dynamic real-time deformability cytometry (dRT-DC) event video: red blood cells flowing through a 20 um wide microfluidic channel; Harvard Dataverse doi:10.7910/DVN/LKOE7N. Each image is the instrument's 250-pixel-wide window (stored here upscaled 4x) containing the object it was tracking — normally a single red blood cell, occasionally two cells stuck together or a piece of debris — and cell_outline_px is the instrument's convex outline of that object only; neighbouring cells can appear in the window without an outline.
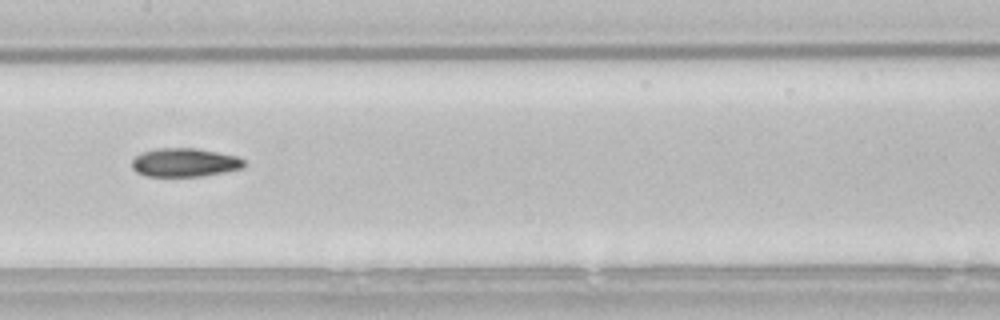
{"species": "common noctule bat (a hibernating species)", "species_latin": "Nyctalus noctula", "temperature_condition": "room temperature", "stored_images_in_passage": 7, "camera_frame_rate_fps": 3000, "um_per_image_px": 0.085, "animal": {"sex": "male", "body_mass_g": 21.5, "forearm_length_mm": 52.0}, "frame": {"image": 1, "passage_image": 7, "time_ms": 2.0, "image_size_px": [1000, 320], "cell_outline_px": [[244, 168], [204, 176], [148, 176], [136, 172], [132, 168], [132, 160], [136, 156], [144, 152], [156, 148], [196, 148], [236, 156], [244, 160]], "centroid_in_image_um": [15.69, 13.81], "position_along_channel_um": 191.7, "area_um2": 18.61}}